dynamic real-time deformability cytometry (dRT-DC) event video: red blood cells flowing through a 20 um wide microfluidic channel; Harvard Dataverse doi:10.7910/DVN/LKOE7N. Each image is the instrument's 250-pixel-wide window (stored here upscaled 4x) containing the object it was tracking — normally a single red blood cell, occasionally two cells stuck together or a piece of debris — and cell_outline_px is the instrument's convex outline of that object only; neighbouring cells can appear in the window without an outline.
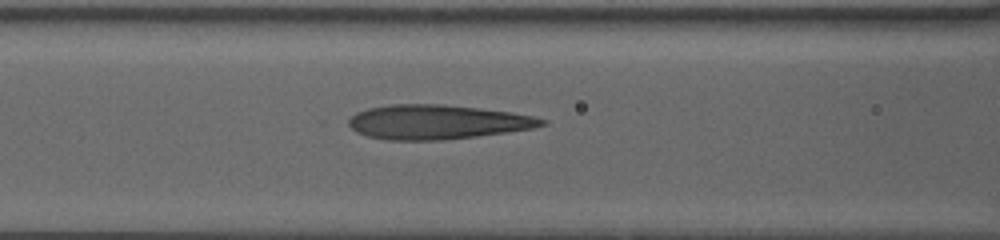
{"species": "human", "species_latin": "Homo sapiens", "temperature_condition": "warm", "stored_images_in_passage": 9, "camera_frame_rate_fps": 3000, "um_per_image_px": 0.085, "donor": {"sex": "female"}, "frame": {"image": 1, "passage_image": 7, "time_ms": 4.0, "image_size_px": [1000, 240], "cell_outline_px": [[548, 124], [532, 128], [476, 136], [444, 140], [388, 140], [368, 136], [356, 132], [348, 124], [348, 120], [356, 112], [368, 108], [388, 104], [444, 104], [512, 112], [532, 116], [548, 120]], "centroid_in_image_um": [37.14, 10.36], "position_along_channel_um": 129.5, "area_um2": 38.67}}
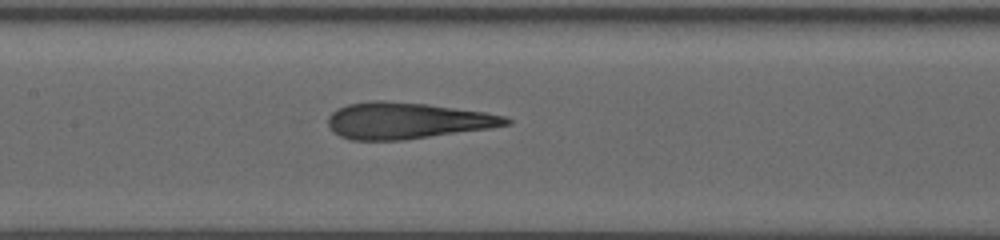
{"frame": {"image": 2, "passage_image": 9, "time_ms": 5.333, "image_size_px": [1000, 240], "cell_outline_px": [[512, 124], [492, 128], [404, 140], [352, 140], [340, 136], [332, 132], [328, 124], [328, 116], [336, 108], [348, 104], [372, 100], [384, 100], [428, 104], [484, 112], [504, 116], [512, 120]], "centroid_in_image_um": [34.58, 10.25], "position_along_channel_um": 172.8, "area_um2": 37.97}}